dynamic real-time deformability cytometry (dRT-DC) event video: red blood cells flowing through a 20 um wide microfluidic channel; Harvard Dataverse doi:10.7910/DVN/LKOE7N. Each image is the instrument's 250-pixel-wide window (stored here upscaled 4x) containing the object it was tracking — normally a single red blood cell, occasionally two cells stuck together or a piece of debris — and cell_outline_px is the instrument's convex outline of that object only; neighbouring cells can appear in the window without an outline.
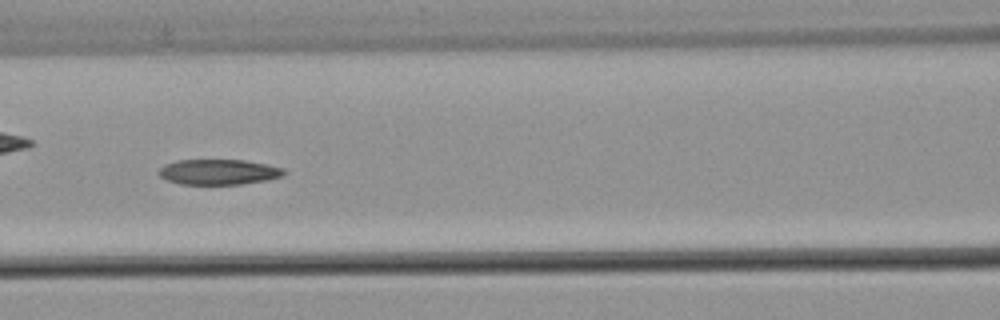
{"species": "common noctule bat (a hibernating species)", "species_latin": "Nyctalus noctula", "temperature_condition": "warm", "stored_images_in_passage": 52, "camera_frame_rate_fps": 3000, "um_per_image_px": 0.085, "animal": {"sex": "male", "body_mass_g": 21.5, "forearm_length_mm": 52.0}, "frame": {"image": 1, "passage_image": 23, "time_ms": 7.333, "image_size_px": [1000, 320], "cell_outline_px": [[288, 172], [284, 176], [268, 180], [244, 184], [180, 184], [168, 180], [160, 176], [156, 172], [164, 164], [176, 160], [244, 160], [268, 164], [284, 168]], "centroid_in_image_um": [18.63, 14.61], "position_along_channel_um": 148.0, "area_um2": 18.79}}